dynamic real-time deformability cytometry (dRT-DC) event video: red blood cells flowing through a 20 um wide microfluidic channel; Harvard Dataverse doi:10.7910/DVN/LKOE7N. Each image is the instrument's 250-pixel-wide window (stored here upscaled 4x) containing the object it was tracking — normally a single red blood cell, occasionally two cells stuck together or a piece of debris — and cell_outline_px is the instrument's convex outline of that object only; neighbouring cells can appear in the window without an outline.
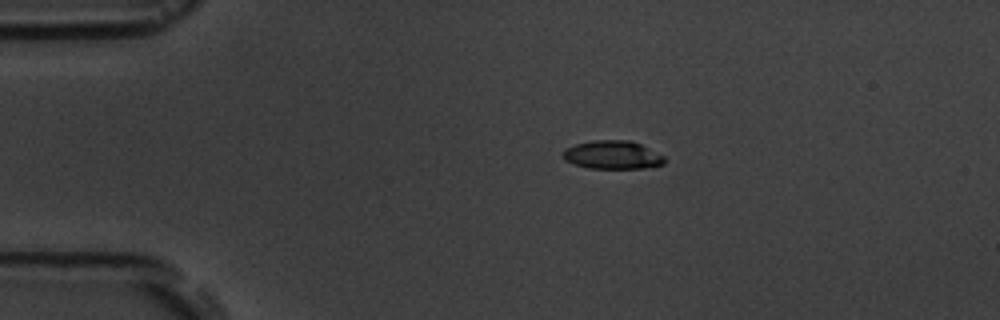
{"species": "common noctule bat (a hibernating species)", "species_latin": "Nyctalus noctula", "temperature_condition": "room temperature", "stored_images_in_passage": 6, "camera_frame_rate_fps": 3000, "um_per_image_px": 0.085, "animal": {"sex": "male", "body_mass_g": 19.5, "forearm_length_mm": 54.6}, "frame": {"image": 1, "passage_image": 2, "time_ms": 1.0, "image_size_px": [1000, 320], "cell_outline_px": [[664, 164], [644, 168], [588, 168], [564, 160], [560, 156], [560, 152], [564, 148], [576, 144], [592, 140], [628, 140], [640, 144], [664, 156]], "centroid_in_image_um": [52.0, 13.16], "position_along_channel_um": 33.0, "area_um2": 16.82}}
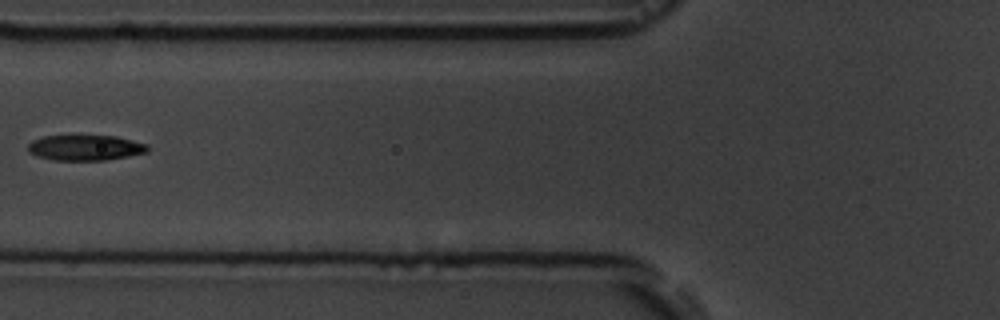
{"frame": {"image": 2, "passage_image": 5, "time_ms": 4.667, "image_size_px": [1000, 320], "cell_outline_px": [[148, 152], [128, 156], [104, 160], [52, 160], [36, 156], [28, 152], [28, 144], [32, 140], [44, 136], [116, 136], [148, 144]], "centroid_in_image_um": [7.23, 12.56], "position_along_channel_um": 118.6, "area_um2": 17.74}}
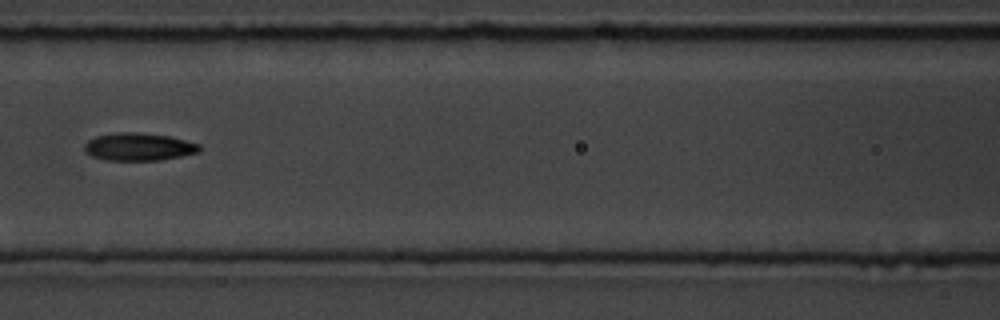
{"frame": {"image": 3, "passage_image": 6, "time_ms": 5.667, "image_size_px": [1000, 320], "cell_outline_px": [[200, 152], [160, 160], [104, 160], [92, 156], [84, 152], [84, 144], [88, 140], [96, 136], [120, 132], [136, 132], [168, 136], [200, 144]], "centroid_in_image_um": [11.76, 12.48], "position_along_channel_um": 154.8, "area_um2": 18.5}}